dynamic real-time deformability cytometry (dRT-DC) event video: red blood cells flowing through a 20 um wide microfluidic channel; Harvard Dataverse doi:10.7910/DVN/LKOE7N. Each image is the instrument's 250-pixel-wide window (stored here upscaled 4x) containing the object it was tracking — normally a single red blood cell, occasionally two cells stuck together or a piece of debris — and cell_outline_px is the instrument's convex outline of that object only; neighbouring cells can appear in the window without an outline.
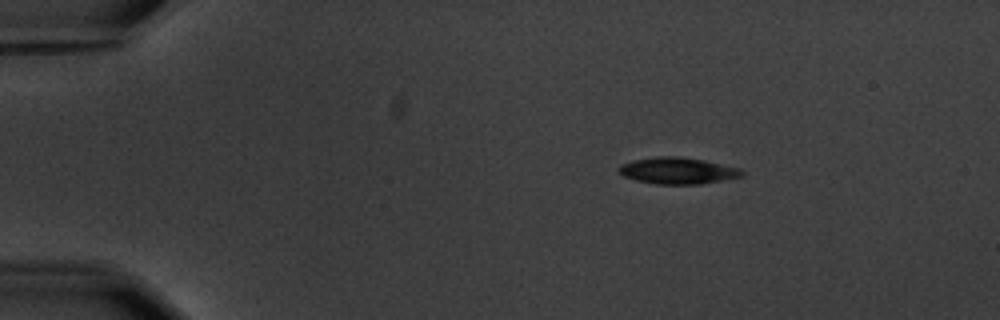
{"species": "common noctule bat (a hibernating species)", "species_latin": "Nyctalus noctula", "temperature_condition": "warm", "stored_images_in_passage": 4, "camera_frame_rate_fps": 3000, "um_per_image_px": 0.085, "animal": {"sex": "male", "body_mass_g": 20.1, "forearm_length_mm": 53.5}, "frame": {"image": 1, "passage_image": 1, "time_ms": 0.0, "image_size_px": [1000, 320], "cell_outline_px": [[744, 176], [700, 184], [656, 184], [636, 180], [624, 176], [616, 168], [620, 164], [632, 160], [656, 156], [676, 156], [704, 160], [740, 168], [744, 172]], "centroid_in_image_um": [57.59, 14.5], "position_along_channel_um": 27.4, "area_um2": 19.07}}
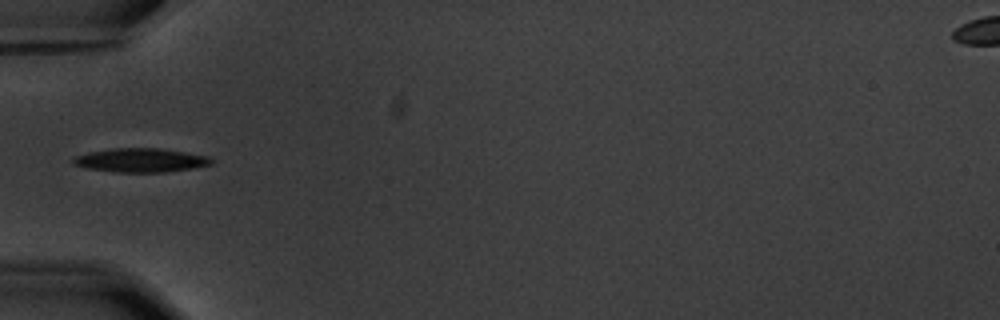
{"frame": {"image": 2, "passage_image": 4, "time_ms": 3.333, "image_size_px": [1000, 320], "cell_outline_px": [[216, 160], [212, 164], [192, 168], [164, 172], [116, 172], [88, 168], [72, 164], [72, 156], [88, 152], [112, 148], [160, 148], [208, 156]], "centroid_in_image_um": [11.94, 13.61], "position_along_channel_um": 73.1, "area_um2": 19.31}}